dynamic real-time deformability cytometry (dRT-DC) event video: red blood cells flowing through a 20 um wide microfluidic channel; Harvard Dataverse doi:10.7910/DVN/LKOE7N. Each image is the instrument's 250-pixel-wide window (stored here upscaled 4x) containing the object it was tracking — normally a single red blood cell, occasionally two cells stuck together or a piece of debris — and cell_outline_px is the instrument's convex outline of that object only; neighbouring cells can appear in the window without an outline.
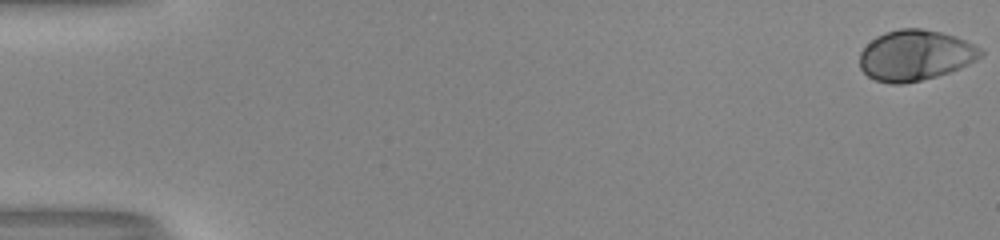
{"species": "human", "species_latin": "Homo sapiens", "temperature_condition": "room temperature", "stored_images_in_passage": 54, "camera_frame_rate_fps": 3000, "um_per_image_px": 0.085, "donor": {"sex": "male"}, "frame": {"image": 1, "passage_image": 1, "time_ms": 0.0, "image_size_px": [1000, 240], "cell_outline_px": [[984, 52], [976, 60], [960, 68], [936, 76], [904, 84], [892, 84], [876, 80], [868, 76], [860, 68], [860, 52], [876, 36], [884, 32], [900, 28], [920, 28], [940, 32], [956, 36], [980, 48]], "centroid_in_image_um": [77.78, 4.7], "position_along_channel_um": 7.2, "area_um2": 35.49}}
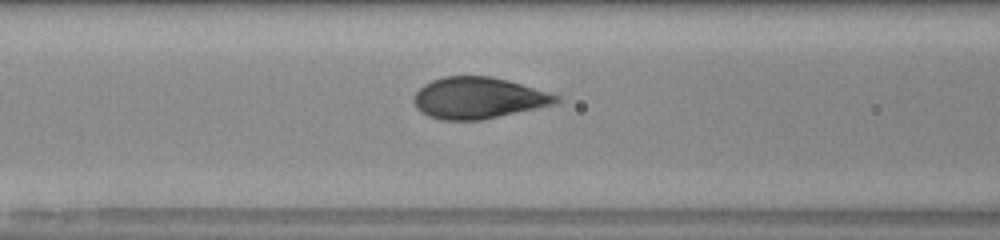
{"frame": {"image": 2, "passage_image": 24, "time_ms": 7.667, "image_size_px": [1000, 240], "cell_outline_px": [[560, 100], [556, 104], [480, 120], [440, 120], [428, 116], [416, 108], [412, 100], [416, 92], [424, 84], [432, 80], [444, 76], [492, 76], [548, 92], [560, 96]], "centroid_in_image_um": [40.62, 8.33], "position_along_channel_um": 126.0, "area_um2": 34.22}}
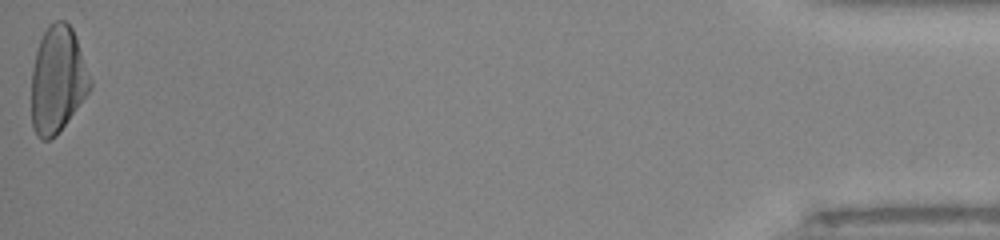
{"frame": {"image": 3, "passage_image": 54, "time_ms": 17.667, "image_size_px": [1000, 240], "cell_outline_px": [[92, 88], [56, 136], [48, 140], [40, 140], [36, 136], [32, 128], [32, 68], [36, 52], [40, 40], [48, 24], [56, 20], [64, 20], [72, 28], [76, 36], [92, 80]], "centroid_in_image_um": [4.9, 6.79], "position_along_channel_um": 430.3, "area_um2": 36.65}, "authors_computed_cell_mechanics": {"area_um2": 35.0846, "velocity_mm_per_s": 4.0142, "shape_relaxation_time_tau1_ms": 3.4358, "shape_relaxation_time_tau2_ms": null, "deformation_change_tau1": 0.1901, "deformation_change_tau2": null}}